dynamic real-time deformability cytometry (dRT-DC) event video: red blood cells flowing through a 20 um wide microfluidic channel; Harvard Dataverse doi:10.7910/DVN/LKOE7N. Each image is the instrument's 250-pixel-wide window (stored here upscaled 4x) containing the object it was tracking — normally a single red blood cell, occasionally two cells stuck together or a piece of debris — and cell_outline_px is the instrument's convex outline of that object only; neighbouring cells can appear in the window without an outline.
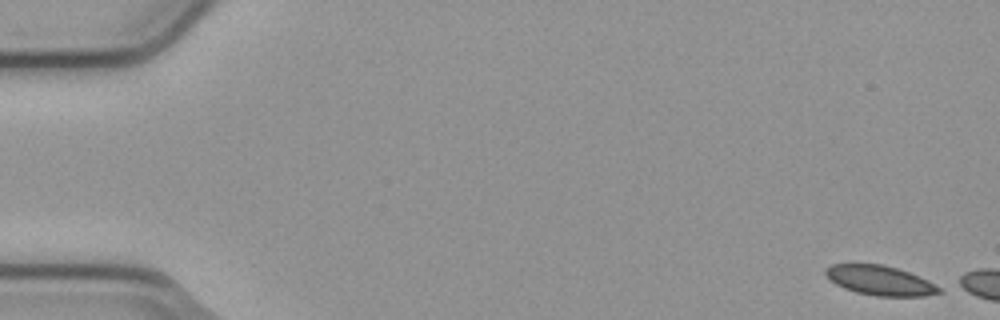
{"species": "common noctule bat (a hibernating species)", "species_latin": "Nyctalus noctula", "temperature_condition": "cold", "stored_images_in_passage": 4, "camera_frame_rate_fps": 3000, "um_per_image_px": 0.085, "animal": {"sex": "male", "body_mass_g": 23.1, "forearm_length_mm": 52.7}, "frame": {"image": 1, "passage_image": 1, "time_ms": 0.0, "image_size_px": [1000, 320], "cell_outline_px": [[944, 292], [924, 296], [876, 296], [856, 292], [844, 288], [836, 284], [824, 276], [824, 268], [832, 264], [880, 264], [896, 268], [908, 272], [928, 280], [940, 288]], "centroid_in_image_um": [74.76, 23.84], "position_along_channel_um": 10.2, "area_um2": 19.59}}